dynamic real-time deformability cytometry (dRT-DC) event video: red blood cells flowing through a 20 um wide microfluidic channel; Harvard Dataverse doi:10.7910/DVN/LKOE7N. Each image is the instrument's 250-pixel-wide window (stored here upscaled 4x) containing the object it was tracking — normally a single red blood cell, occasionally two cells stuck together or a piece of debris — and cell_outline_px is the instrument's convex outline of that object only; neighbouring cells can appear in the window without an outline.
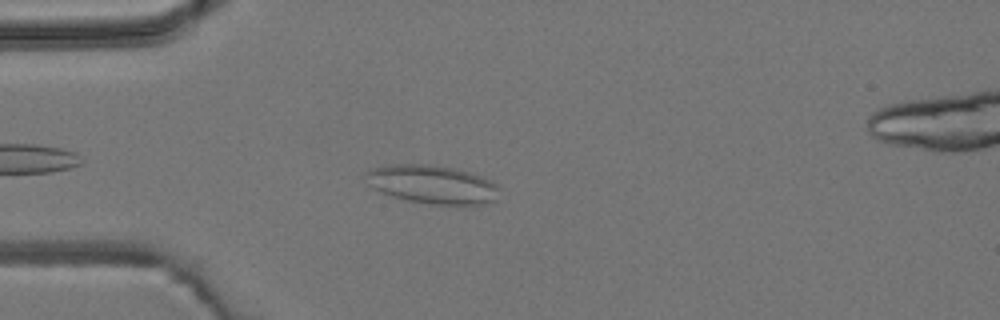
{"species": "common noctule bat (a hibernating species)", "species_latin": "Nyctalus noctula", "temperature_condition": "room temperature", "stored_images_in_passage": 5, "camera_frame_rate_fps": 3000, "um_per_image_px": 0.085, "animal": {"sex": "male", "body_mass_g": 19.2, "forearm_length_mm": 51.8}, "frame": {"image": 1, "passage_image": 4, "time_ms": 3.333, "image_size_px": [1000, 320], "cell_outline_px": [[496, 200], [484, 204], [432, 204], [408, 200], [384, 192], [368, 184], [364, 176], [372, 168], [392, 164], [428, 164], [456, 168], [492, 180], [496, 184]], "centroid_in_image_um": [36.75, 15.65], "position_along_channel_um": 48.2, "area_um2": 29.42}}